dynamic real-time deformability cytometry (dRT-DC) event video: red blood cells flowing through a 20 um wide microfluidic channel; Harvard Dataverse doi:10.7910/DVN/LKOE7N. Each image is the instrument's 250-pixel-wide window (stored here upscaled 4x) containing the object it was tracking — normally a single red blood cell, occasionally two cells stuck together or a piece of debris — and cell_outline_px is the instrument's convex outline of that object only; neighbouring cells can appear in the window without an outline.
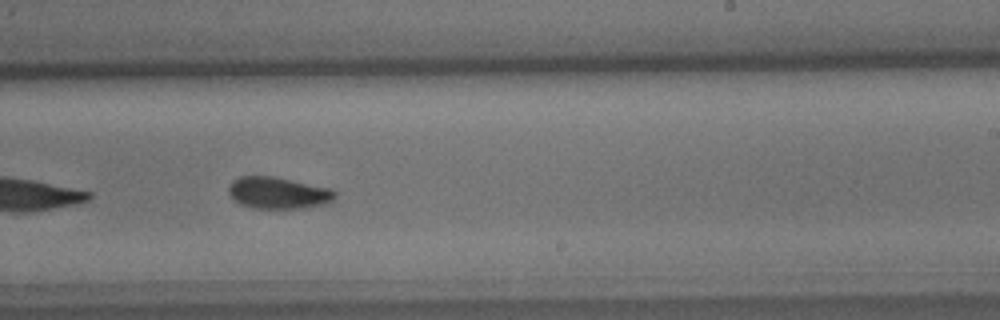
{"species": "common noctule bat (a hibernating species)", "species_latin": "Nyctalus noctula", "temperature_condition": "cold", "stored_images_in_passage": 10, "camera_frame_rate_fps": 3000, "um_per_image_px": 0.085, "animal": {"sex": "male", "body_mass_g": 15.6}, "frame": {"image": 1, "passage_image": 9, "time_ms": 9.333, "image_size_px": [1000, 320], "cell_outline_px": [[336, 196], [332, 200], [324, 204], [304, 208], [252, 208], [240, 204], [232, 200], [228, 192], [228, 184], [232, 180], [240, 176], [272, 176], [332, 188], [336, 192]], "centroid_in_image_um": [23.61, 16.39], "position_along_channel_um": 265.4, "area_um2": 19.88}}
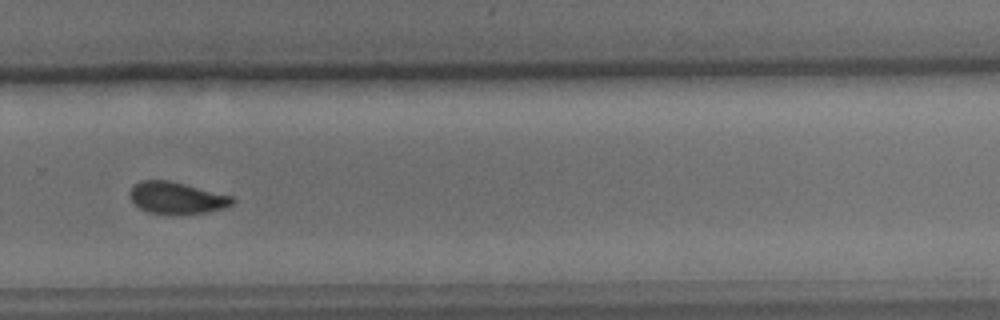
{"frame": {"image": 2, "passage_image": 10, "time_ms": 10.667, "image_size_px": [1000, 320], "cell_outline_px": [[236, 200], [232, 204], [224, 208], [208, 212], [148, 212], [140, 208], [128, 196], [128, 192], [140, 180], [168, 180], [232, 196]], "centroid_in_image_um": [15.01, 16.79], "position_along_channel_um": 314.8, "area_um2": 18.38}}